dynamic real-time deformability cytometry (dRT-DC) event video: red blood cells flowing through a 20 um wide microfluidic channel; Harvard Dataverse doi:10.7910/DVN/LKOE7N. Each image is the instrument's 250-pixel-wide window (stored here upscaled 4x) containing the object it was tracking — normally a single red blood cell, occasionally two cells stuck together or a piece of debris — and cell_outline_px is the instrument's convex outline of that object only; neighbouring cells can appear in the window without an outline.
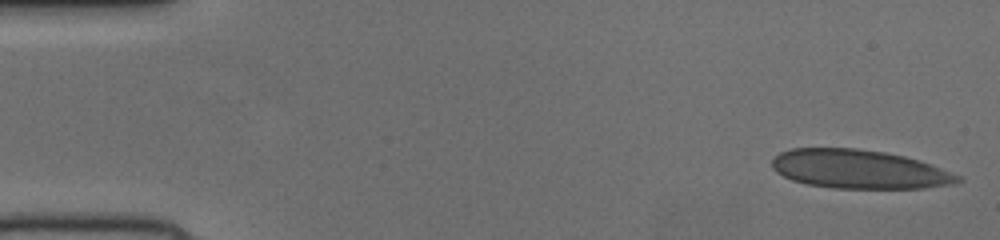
{"species": "human", "species_latin": "Homo sapiens", "temperature_condition": "cold", "stored_images_in_passage": 50, "camera_frame_rate_fps": 3000, "um_per_image_px": 0.085, "donor": {"sex": "female"}, "frame": {"image": 1, "passage_image": 1, "time_ms": 0.0, "image_size_px": [1000, 240], "cell_outline_px": [[964, 180], [952, 184], [924, 188], [832, 188], [808, 184], [792, 180], [776, 172], [772, 168], [772, 160], [780, 152], [792, 148], [856, 148], [884, 152], [904, 156], [928, 164], [960, 176]], "centroid_in_image_um": [72.98, 14.38], "position_along_channel_um": 12.0, "area_um2": 41.67}}
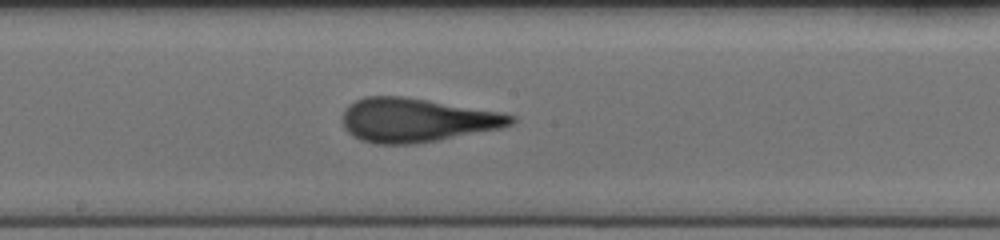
{"frame": {"image": 2, "passage_image": 26, "time_ms": 8.333, "image_size_px": [1000, 240], "cell_outline_px": [[516, 120], [512, 124], [500, 128], [440, 140], [416, 144], [376, 144], [360, 140], [352, 136], [344, 128], [340, 120], [344, 108], [348, 104], [364, 96], [404, 96], [504, 112], [516, 116]], "centroid_in_image_um": [35.38, 10.2], "position_along_channel_um": 212.8, "area_um2": 43.7}}
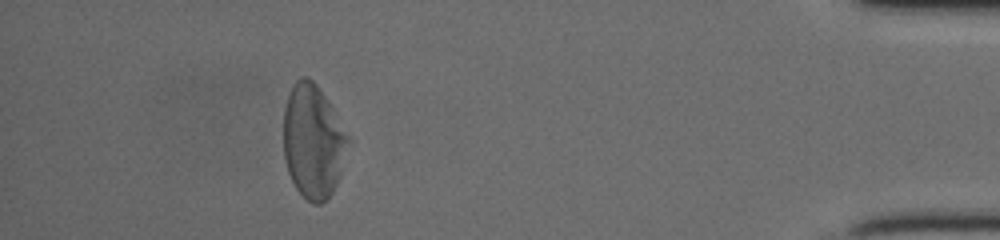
{"frame": {"image": 3, "passage_image": 45, "time_ms": 14.667, "image_size_px": [1000, 240], "cell_outline_px": [[352, 140], [340, 176], [332, 192], [320, 204], [312, 204], [296, 188], [288, 172], [284, 160], [284, 108], [292, 84], [300, 76], [308, 76], [316, 84], [332, 108]], "centroid_in_image_um": [26.63, 12.01], "position_along_channel_um": 408.6, "area_um2": 42.95}}